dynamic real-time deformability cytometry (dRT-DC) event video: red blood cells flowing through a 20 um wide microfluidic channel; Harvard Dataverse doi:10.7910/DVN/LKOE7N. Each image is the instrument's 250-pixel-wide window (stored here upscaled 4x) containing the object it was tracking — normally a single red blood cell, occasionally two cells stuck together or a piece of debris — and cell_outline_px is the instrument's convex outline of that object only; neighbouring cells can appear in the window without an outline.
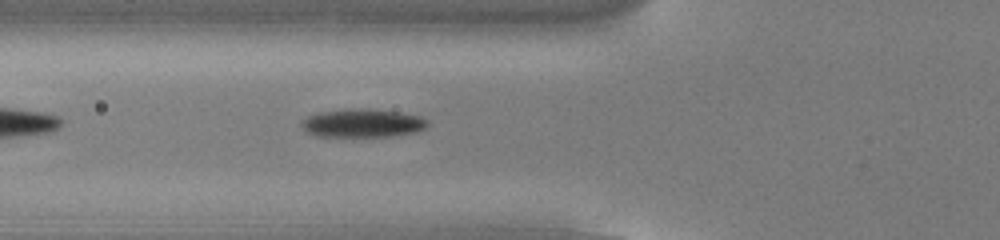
{"species": "common noctule bat (a hibernating species)", "species_latin": "Nyctalus noctula", "temperature_condition": "cold", "stored_images_in_passage": 39, "camera_frame_rate_fps": 3000, "um_per_image_px": 0.085, "animal": {"sex": "male", "body_mass_g": 13.0, "forearm_length_mm": 53.1}, "frame": {"image": 1, "passage_image": 6, "time_ms": 1.667, "image_size_px": [1000, 240], "cell_outline_px": [[428, 124], [424, 128], [416, 132], [392, 136], [316, 136], [308, 132], [300, 124], [308, 116], [320, 112], [360, 108], [396, 112], [420, 116], [428, 120]], "centroid_in_image_um": [30.84, 10.47], "position_along_channel_um": 95.0, "area_um2": 20.4}}
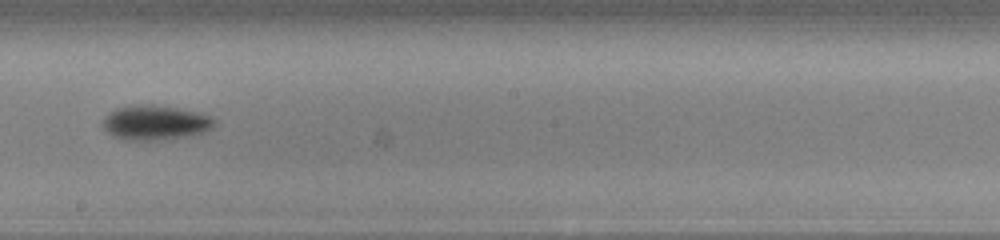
{"frame": {"image": 2, "passage_image": 17, "time_ms": 5.333, "image_size_px": [1000, 240], "cell_outline_px": [[216, 124], [212, 128], [204, 132], [192, 136], [164, 140], [124, 140], [112, 136], [104, 128], [104, 120], [108, 112], [116, 108], [136, 104], [152, 104], [200, 112], [216, 120]], "centroid_in_image_um": [13.22, 10.43], "position_along_channel_um": 235.0, "area_um2": 22.83}}
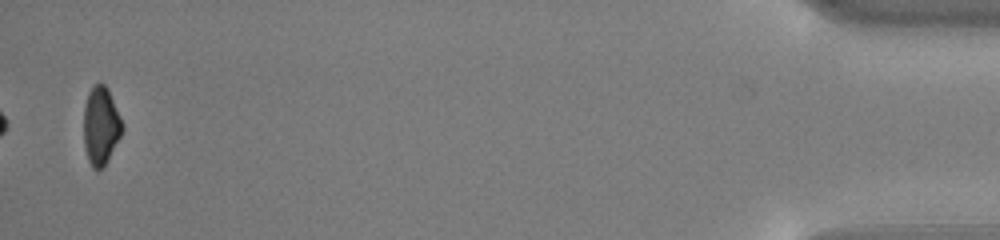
{"frame": {"image": 3, "passage_image": 39, "time_ms": 12.667, "image_size_px": [1000, 240], "cell_outline_px": [[124, 128], [104, 168], [92, 168], [88, 160], [84, 148], [84, 104], [88, 92], [96, 84], [104, 84], [108, 88], [124, 124]], "centroid_in_image_um": [8.57, 10.69], "position_along_channel_um": 426.6, "area_um2": 17.63}, "authors_computed_cell_mechanics": {"area_um2": 20.4034, "velocity_mm_per_s": 3.816, "shape_relaxation_time_tau1_ms": 1.4284, "shape_relaxation_time_tau2_ms": null, "deformation_change_tau1": 0.1213, "deformation_change_tau2": null}}